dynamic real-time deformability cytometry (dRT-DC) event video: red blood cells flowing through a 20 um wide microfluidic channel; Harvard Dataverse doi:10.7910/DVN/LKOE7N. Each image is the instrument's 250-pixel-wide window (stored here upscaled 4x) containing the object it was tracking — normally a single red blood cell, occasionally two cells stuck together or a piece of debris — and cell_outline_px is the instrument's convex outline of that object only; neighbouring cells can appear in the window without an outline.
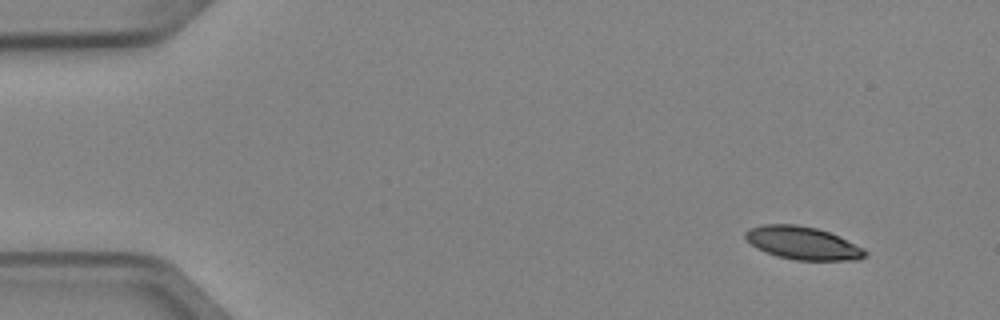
{"species": "Egyptian fruit bat (a non-hibernating species)", "species_latin": "Rousettus aegyptiacus", "temperature_condition": "cold", "stored_images_in_passage": 4, "camera_frame_rate_fps": 3000, "um_per_image_px": 0.085, "animal": {"sex": "female"}, "frame": {"image": 1, "passage_image": 1, "time_ms": 0.0, "image_size_px": [1000, 320], "cell_outline_px": [[868, 252], [864, 256], [856, 260], [796, 260], [776, 256], [764, 252], [756, 248], [744, 236], [744, 232], [748, 228], [764, 224], [796, 224], [816, 228], [828, 232], [864, 248]], "centroid_in_image_um": [68.19, 20.66], "position_along_channel_um": 16.8, "area_um2": 22.89}}
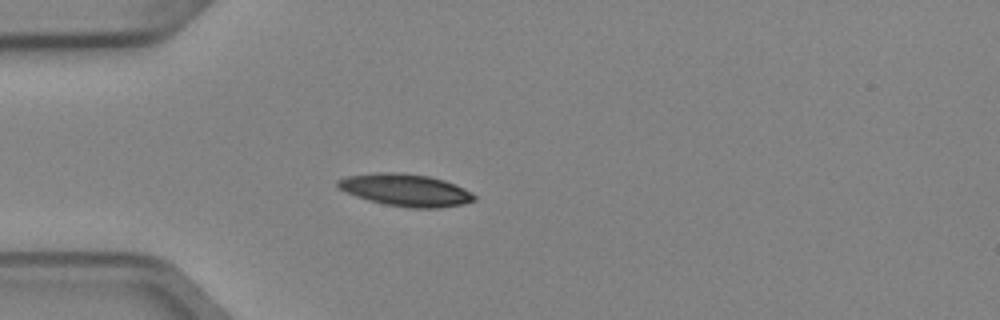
{"frame": {"image": 2, "passage_image": 4, "time_ms": 1.0, "image_size_px": [1000, 320], "cell_outline_px": [[476, 200], [464, 204], [440, 208], [408, 208], [384, 204], [368, 200], [356, 196], [340, 188], [336, 184], [336, 180], [344, 176], [376, 172], [400, 172], [428, 176], [444, 180], [464, 188], [476, 196]], "centroid_in_image_um": [34.47, 16.15], "position_along_channel_um": 50.5, "area_um2": 25.78}}